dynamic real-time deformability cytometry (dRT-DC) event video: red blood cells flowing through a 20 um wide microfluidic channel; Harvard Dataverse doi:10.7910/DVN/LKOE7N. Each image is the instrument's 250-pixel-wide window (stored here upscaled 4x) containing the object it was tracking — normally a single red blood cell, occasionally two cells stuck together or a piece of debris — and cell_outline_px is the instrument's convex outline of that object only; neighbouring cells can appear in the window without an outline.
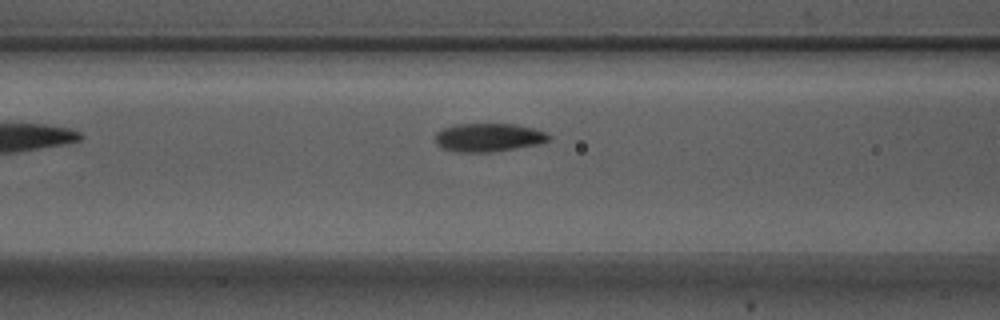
{"species": "Egyptian fruit bat (a non-hibernating species)", "species_latin": "Rousettus aegyptiacus", "temperature_condition": "warm", "stored_images_in_passage": 7, "segment_of_instrument_passage": [1, 2], "camera_frame_rate_fps": 3000, "um_per_image_px": 0.085, "animal": {"sex": "male"}, "frame": {"image": 1, "passage_image": 6, "time_ms": 1.667, "image_size_px": [1000, 320], "cell_outline_px": [[552, 140], [540, 144], [492, 152], [452, 152], [436, 144], [436, 132], [444, 128], [456, 124], [516, 124], [536, 128], [552, 136]], "centroid_in_image_um": [41.57, 11.68], "position_along_channel_um": 125.0, "area_um2": 19.02}}